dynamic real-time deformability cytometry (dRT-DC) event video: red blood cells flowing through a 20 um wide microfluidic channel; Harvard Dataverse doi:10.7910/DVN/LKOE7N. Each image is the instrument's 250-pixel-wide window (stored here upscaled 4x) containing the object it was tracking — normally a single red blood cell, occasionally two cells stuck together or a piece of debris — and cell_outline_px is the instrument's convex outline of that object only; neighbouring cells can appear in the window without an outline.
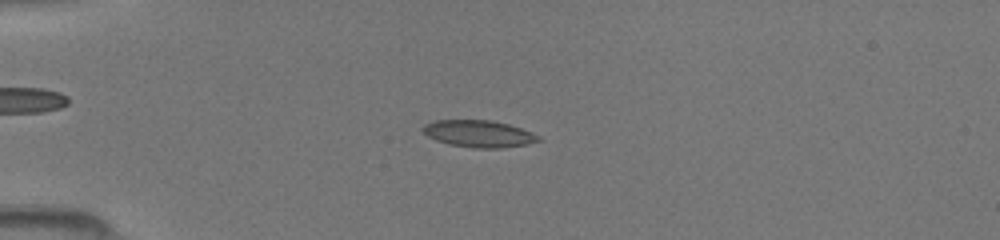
{"species": "common noctule bat (a hibernating species)", "species_latin": "Nyctalus noctula", "temperature_condition": "room temperature", "stored_images_in_passage": 48, "camera_frame_rate_fps": 3000, "um_per_image_px": 0.085, "animal": {"sex": "female", "body_mass_g": 19.5, "forearm_length_mm": 54.1}, "frame": {"image": 1, "passage_image": 13, "time_ms": 4.0, "image_size_px": [1000, 240], "cell_outline_px": [[544, 140], [528, 144], [500, 148], [472, 148], [448, 144], [436, 140], [428, 136], [420, 128], [424, 124], [432, 120], [492, 120], [508, 124], [520, 128], [540, 136]], "centroid_in_image_um": [40.69, 11.37], "position_along_channel_um": 44.3, "area_um2": 18.32}}
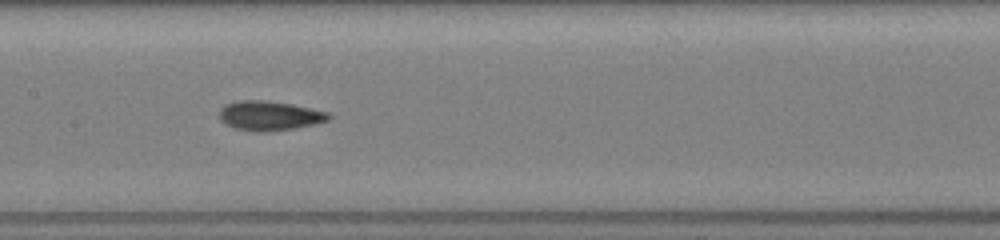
{"frame": {"image": 2, "passage_image": 25, "time_ms": 8.0, "image_size_px": [1000, 240], "cell_outline_px": [[332, 116], [328, 120], [316, 124], [292, 128], [264, 132], [256, 132], [236, 128], [224, 124], [220, 120], [220, 108], [224, 104], [236, 100], [264, 100], [292, 104], [328, 112]], "centroid_in_image_um": [22.88, 9.82], "position_along_channel_um": 184.5, "area_um2": 18.84}}
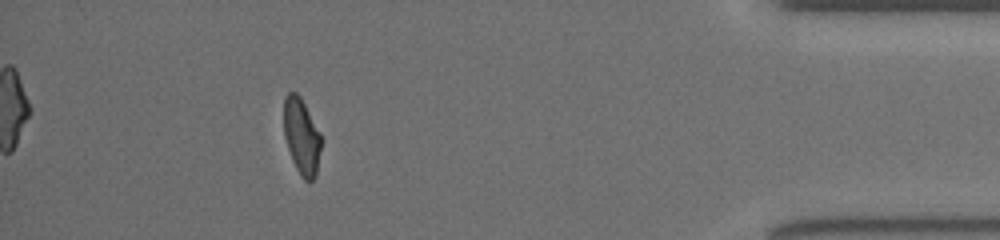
{"frame": {"image": 3, "passage_image": 44, "time_ms": 14.333, "image_size_px": [1000, 240], "cell_outline_px": [[324, 140], [316, 176], [308, 184], [300, 176], [292, 160], [284, 136], [284, 96], [288, 92], [296, 92], [300, 96], [320, 132]], "centroid_in_image_um": [25.67, 11.64], "position_along_channel_um": 409.5, "area_um2": 17.05}}